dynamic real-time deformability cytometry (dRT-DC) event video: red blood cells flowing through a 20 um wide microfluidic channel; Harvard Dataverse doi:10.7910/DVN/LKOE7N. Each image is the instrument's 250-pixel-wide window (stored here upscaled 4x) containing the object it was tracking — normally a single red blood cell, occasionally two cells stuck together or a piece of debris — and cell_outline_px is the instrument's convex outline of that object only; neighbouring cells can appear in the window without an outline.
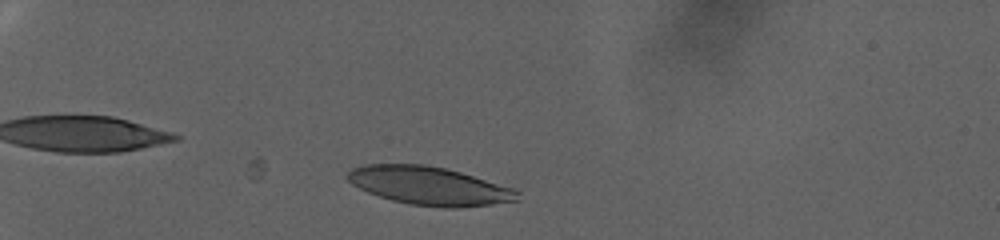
{"species": "human", "species_latin": "Homo sapiens", "temperature_condition": "warm", "stored_images_in_passage": 45, "camera_frame_rate_fps": 3000, "um_per_image_px": 0.085, "donor": {"sex": "female"}, "frame": {"image": 1, "passage_image": 8, "time_ms": 2.333, "image_size_px": [1000, 240], "cell_outline_px": [[520, 200], [492, 204], [456, 208], [444, 208], [412, 204], [392, 200], [368, 192], [352, 184], [344, 176], [352, 168], [364, 164], [424, 164], [444, 168], [460, 172], [512, 188], [520, 192]], "centroid_in_image_um": [36.47, 15.79], "position_along_channel_um": 48.5, "area_um2": 37.74}}
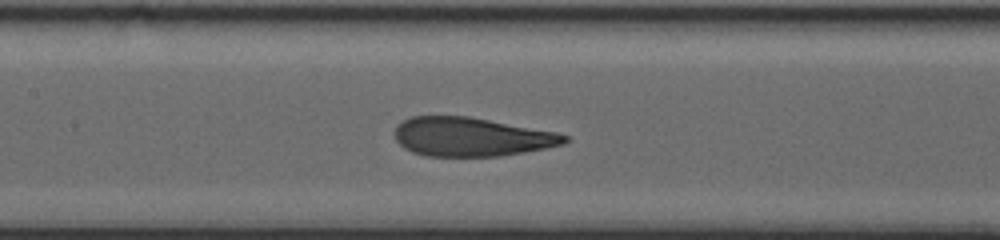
{"frame": {"image": 2, "passage_image": 29, "time_ms": 9.333, "image_size_px": [1000, 240], "cell_outline_px": [[568, 140], [564, 144], [524, 152], [500, 156], [428, 156], [412, 152], [404, 148], [396, 140], [392, 132], [396, 124], [412, 116], [468, 116], [556, 132], [568, 136]], "centroid_in_image_um": [40.01, 11.63], "position_along_channel_um": 167.4, "area_um2": 38.49}}
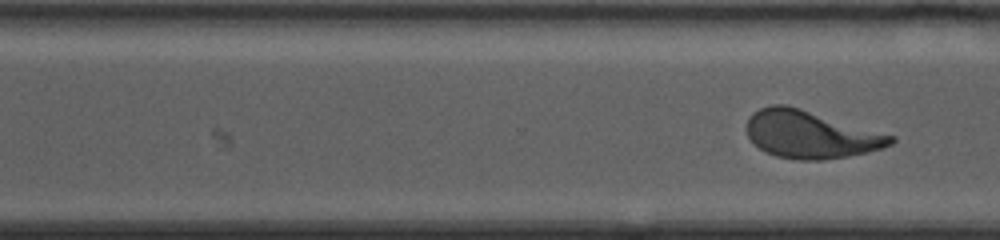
{"frame": {"image": 3, "passage_image": 45, "time_ms": 14.667, "image_size_px": [1000, 240], "cell_outline_px": [[896, 140], [892, 144], [880, 148], [848, 156], [824, 160], [800, 160], [776, 156], [764, 152], [752, 144], [748, 136], [748, 116], [752, 112], [760, 108], [772, 104], [788, 104], [896, 136]], "centroid_in_image_um": [68.86, 11.42], "position_along_channel_um": 301.7, "area_um2": 40.17}}